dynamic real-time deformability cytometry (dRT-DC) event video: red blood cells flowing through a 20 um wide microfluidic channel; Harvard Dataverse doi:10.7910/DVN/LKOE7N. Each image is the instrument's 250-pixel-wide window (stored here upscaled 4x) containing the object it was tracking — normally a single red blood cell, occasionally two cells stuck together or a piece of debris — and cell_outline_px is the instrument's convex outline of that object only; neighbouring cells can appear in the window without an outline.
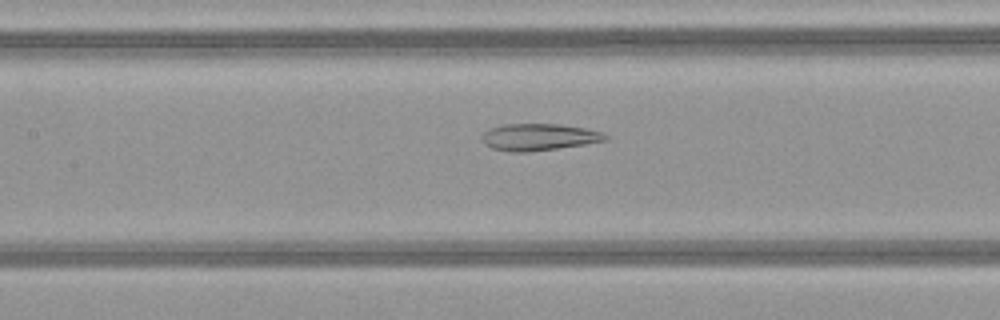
{"species": "common noctule bat (a hibernating species)", "species_latin": "Nyctalus noctula", "temperature_condition": "warm", "stored_images_in_passage": 51, "camera_frame_rate_fps": 3000, "um_per_image_px": 0.085, "animal": {"sex": "female", "body_mass_g": 21.9}, "frame": {"image": 1, "passage_image": 24, "time_ms": 7.667, "image_size_px": [1000, 320], "cell_outline_px": [[608, 140], [584, 144], [528, 152], [508, 152], [492, 148], [484, 144], [480, 136], [484, 132], [492, 128], [504, 124], [560, 124], [584, 128], [604, 132], [608, 136]], "centroid_in_image_um": [45.79, 11.65], "position_along_channel_um": 161.6, "area_um2": 19.31}}
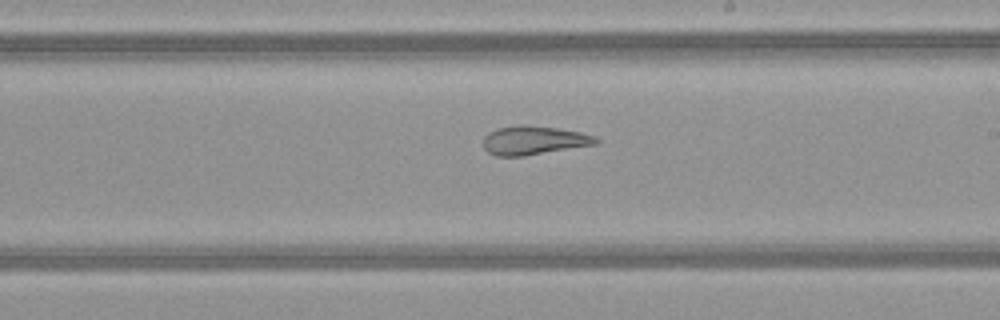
{"frame": {"image": 2, "passage_image": 30, "time_ms": 9.667, "image_size_px": [1000, 320], "cell_outline_px": [[600, 140], [596, 144], [524, 156], [496, 156], [488, 152], [484, 148], [484, 136], [488, 132], [496, 128], [520, 124], [528, 124], [556, 128], [580, 132], [596, 136]], "centroid_in_image_um": [45.35, 11.91], "position_along_channel_um": 243.6, "area_um2": 19.02}}
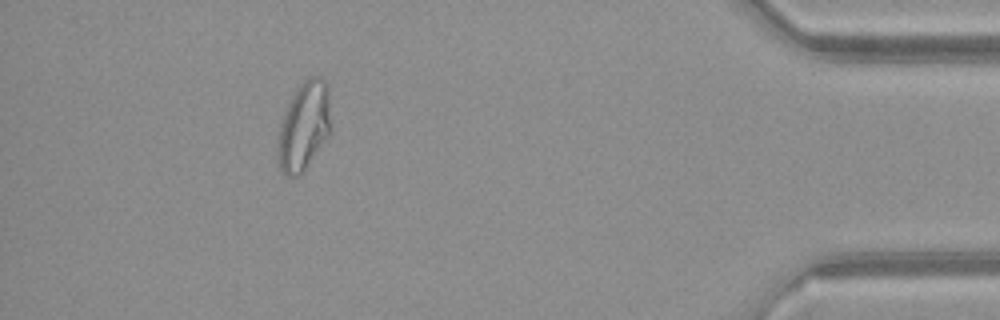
{"frame": {"image": 3, "passage_image": 46, "time_ms": 15.0, "image_size_px": [1000, 320], "cell_outline_px": [[332, 132], [304, 172], [296, 176], [288, 176], [280, 168], [276, 156], [276, 148], [280, 124], [288, 104], [296, 88], [304, 80], [312, 76], [320, 76], [328, 84], [332, 128]], "centroid_in_image_um": [25.86, 10.73], "position_along_channel_um": 409.3, "area_um2": 28.09}}